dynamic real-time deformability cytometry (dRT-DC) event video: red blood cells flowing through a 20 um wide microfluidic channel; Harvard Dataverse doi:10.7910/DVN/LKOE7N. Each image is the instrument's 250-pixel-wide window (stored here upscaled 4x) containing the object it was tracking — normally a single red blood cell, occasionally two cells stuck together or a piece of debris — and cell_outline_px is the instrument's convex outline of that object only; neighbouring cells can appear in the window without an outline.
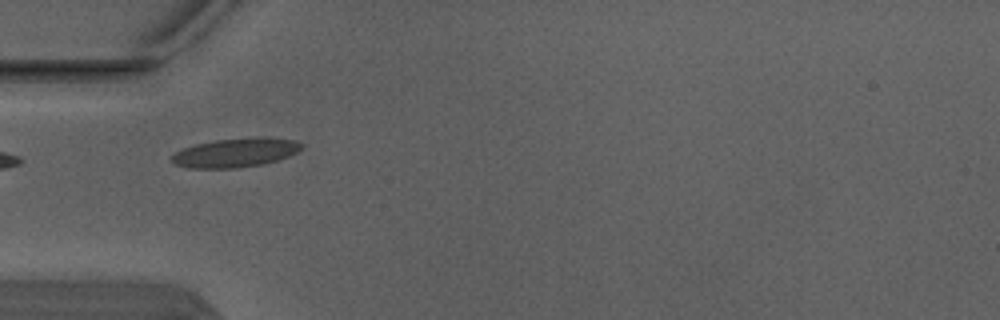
{"species": "Egyptian fruit bat (a non-hibernating species)", "species_latin": "Rousettus aegyptiacus", "temperature_condition": "warm", "stored_images_in_passage": 3, "camera_frame_rate_fps": 3000, "um_per_image_px": 0.085, "animal": {"sex": "male"}, "frame": {"image": 1, "passage_image": 2, "time_ms": 0.333, "image_size_px": [1000, 320], "cell_outline_px": [[304, 144], [296, 152], [288, 156], [264, 164], [236, 168], [188, 168], [176, 164], [172, 160], [172, 156], [176, 152], [184, 148], [196, 144], [216, 140], [260, 136], [264, 136], [296, 140]], "centroid_in_image_um": [20.06, 12.96], "position_along_channel_um": 64.9, "area_um2": 21.91}}
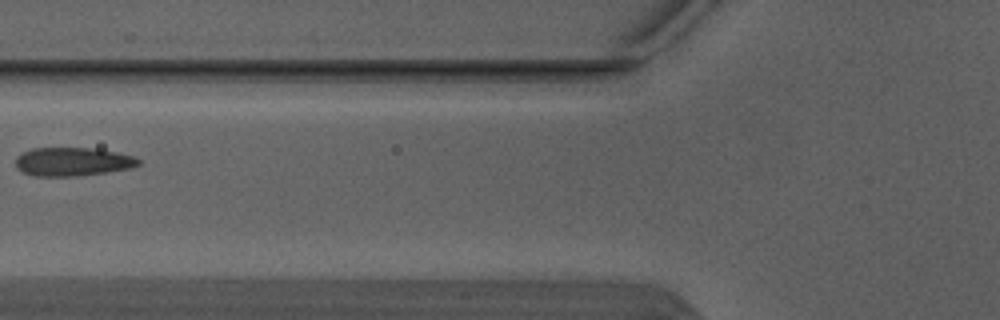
{"frame": {"image": 2, "passage_image": 3, "time_ms": 0.667, "image_size_px": [1000, 320], "cell_outline_px": [[140, 164], [132, 168], [108, 172], [76, 176], [36, 176], [24, 172], [16, 168], [16, 156], [32, 148], [92, 148], [116, 152], [132, 156], [140, 160]], "centroid_in_image_um": [6.18, 13.75], "position_along_channel_um": 119.6, "area_um2": 20.4}}